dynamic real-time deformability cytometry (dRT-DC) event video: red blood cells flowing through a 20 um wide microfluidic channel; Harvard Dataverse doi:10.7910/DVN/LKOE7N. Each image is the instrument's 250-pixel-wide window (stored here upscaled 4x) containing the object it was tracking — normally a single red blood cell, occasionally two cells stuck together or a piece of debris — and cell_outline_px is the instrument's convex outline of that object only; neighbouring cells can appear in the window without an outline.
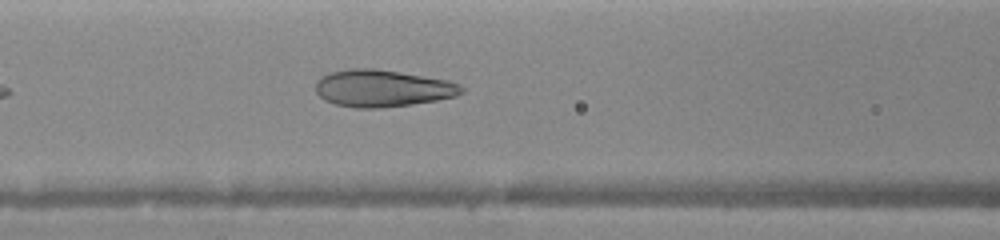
{"species": "human", "species_latin": "Homo sapiens", "temperature_condition": "warm", "stored_images_in_passage": 7, "camera_frame_rate_fps": 3000, "um_per_image_px": 0.085, "donor": {"sex": "female"}, "frame": {"image": 1, "passage_image": 5, "time_ms": 2.667, "image_size_px": [1000, 240], "cell_outline_px": [[464, 92], [456, 96], [436, 100], [412, 104], [380, 108], [356, 108], [336, 104], [324, 100], [316, 92], [316, 80], [332, 72], [352, 68], [376, 68], [448, 80], [460, 84], [464, 88]], "centroid_in_image_um": [32.53, 7.51], "position_along_channel_um": 134.1, "area_um2": 31.44}}
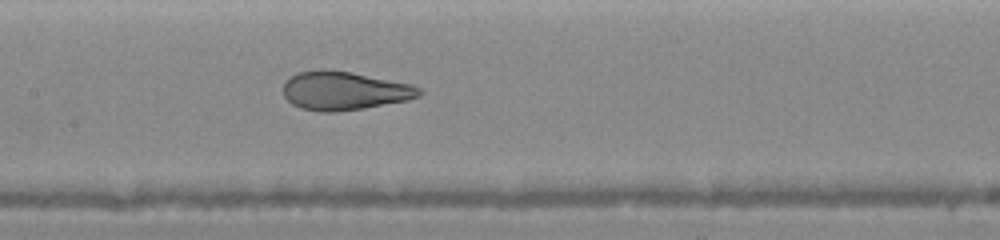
{"frame": {"image": 2, "passage_image": 7, "time_ms": 3.667, "image_size_px": [1000, 240], "cell_outline_px": [[424, 92], [420, 96], [408, 100], [364, 108], [336, 112], [320, 112], [300, 108], [292, 104], [284, 96], [284, 84], [296, 72], [352, 72], [412, 84], [420, 88]], "centroid_in_image_um": [29.33, 7.75], "position_along_channel_um": 178.1, "area_um2": 30.0}}